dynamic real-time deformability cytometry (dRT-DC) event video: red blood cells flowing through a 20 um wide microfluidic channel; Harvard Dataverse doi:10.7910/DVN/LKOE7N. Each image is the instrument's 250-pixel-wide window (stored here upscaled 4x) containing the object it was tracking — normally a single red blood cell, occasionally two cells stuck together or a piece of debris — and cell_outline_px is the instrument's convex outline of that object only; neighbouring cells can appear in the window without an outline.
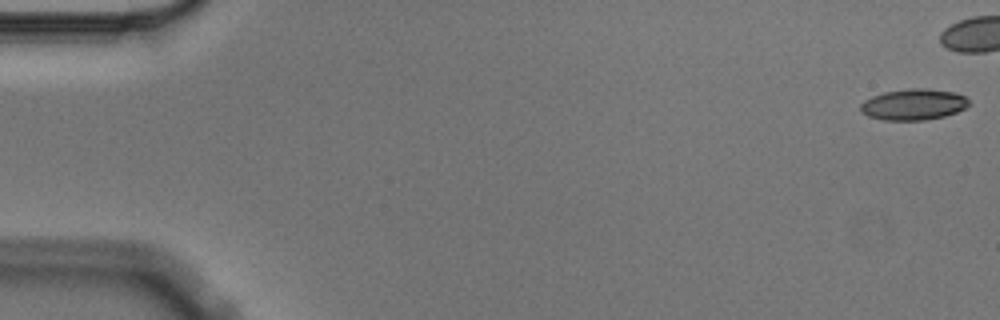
{"species": "Egyptian fruit bat (a non-hibernating species)", "species_latin": "Rousettus aegyptiacus", "temperature_condition": "cold", "stored_images_in_passage": 6, "camera_frame_rate_fps": 3000, "um_per_image_px": 0.085, "animal": {"sex": "male"}, "frame": {"image": 1, "passage_image": 1, "time_ms": 0.0, "image_size_px": [1000, 320], "cell_outline_px": [[968, 104], [964, 108], [956, 112], [944, 116], [924, 120], [884, 120], [868, 116], [860, 112], [860, 104], [864, 100], [872, 96], [884, 92], [912, 88], [928, 88], [952, 92], [964, 96], [968, 100]], "centroid_in_image_um": [77.6, 8.88], "position_along_channel_um": 7.4, "area_um2": 19.54}}